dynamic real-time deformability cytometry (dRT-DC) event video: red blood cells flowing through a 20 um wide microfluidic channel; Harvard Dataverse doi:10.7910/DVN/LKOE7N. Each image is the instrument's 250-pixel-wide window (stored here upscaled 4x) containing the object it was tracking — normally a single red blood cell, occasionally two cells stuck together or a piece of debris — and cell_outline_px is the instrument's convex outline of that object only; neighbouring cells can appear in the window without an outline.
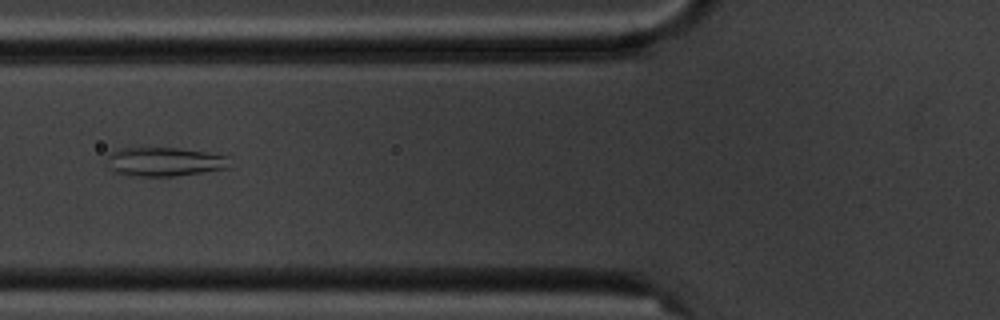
{"species": "common noctule bat (a hibernating species)", "species_latin": "Nyctalus noctula", "temperature_condition": "cold", "stored_images_in_passage": 9, "camera_frame_rate_fps": 3000, "um_per_image_px": 0.085, "animal": {"sex": "male", "body_mass_g": 20.1, "forearm_length_mm": 53.5}, "frame": {"image": 1, "passage_image": 6, "time_ms": 5.667, "image_size_px": [1000, 320], "cell_outline_px": [[228, 156], [224, 168], [176, 176], [128, 176], [112, 172], [108, 156], [108, 152], [120, 148], [180, 148]], "centroid_in_image_um": [13.87, 13.75], "position_along_channel_um": 111.9, "area_um2": 20.35}}